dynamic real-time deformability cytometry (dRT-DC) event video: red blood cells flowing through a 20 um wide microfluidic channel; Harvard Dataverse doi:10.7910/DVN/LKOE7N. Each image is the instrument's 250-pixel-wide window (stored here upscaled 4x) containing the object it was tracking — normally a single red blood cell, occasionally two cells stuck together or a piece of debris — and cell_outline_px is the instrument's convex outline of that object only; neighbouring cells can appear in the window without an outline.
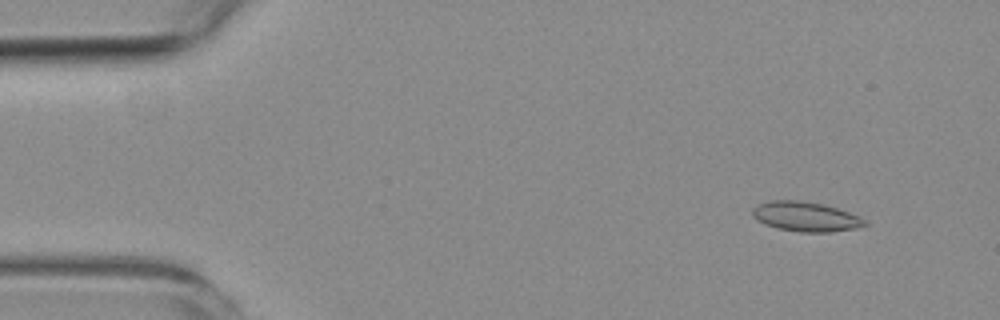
{"species": "common noctule bat (a hibernating species)", "species_latin": "Nyctalus noctula", "temperature_condition": "room temperature", "stored_images_in_passage": 3, "camera_frame_rate_fps": 3000, "um_per_image_px": 0.085, "animal": {"sex": "female", "body_mass_g": 19.3, "forearm_length_mm": 54.1}, "frame": {"image": 1, "passage_image": 2, "time_ms": 1.333, "image_size_px": [1000, 320], "cell_outline_px": [[868, 224], [856, 228], [828, 232], [800, 232], [776, 228], [764, 224], [756, 220], [752, 216], [752, 208], [756, 204], [772, 200], [796, 200], [820, 204], [836, 208], [848, 212], [864, 220]], "centroid_in_image_um": [68.39, 18.41], "position_along_channel_um": 16.6, "area_um2": 19.25}}